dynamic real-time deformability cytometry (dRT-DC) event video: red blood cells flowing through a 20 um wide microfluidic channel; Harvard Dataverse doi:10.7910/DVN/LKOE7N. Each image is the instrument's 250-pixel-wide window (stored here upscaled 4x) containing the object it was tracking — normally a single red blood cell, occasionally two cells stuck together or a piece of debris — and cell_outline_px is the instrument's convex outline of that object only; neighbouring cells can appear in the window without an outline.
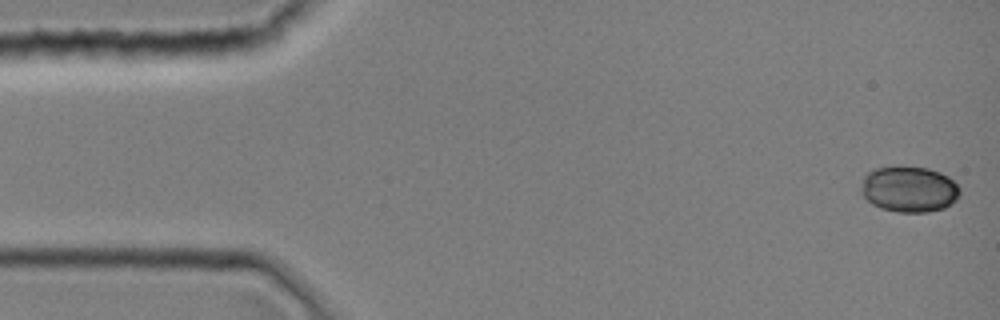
{"species": "common noctule bat (a hibernating species)", "species_latin": "Nyctalus noctula", "temperature_condition": "room temperature", "stored_images_in_passage": 39, "camera_frame_rate_fps": 3000, "um_per_image_px": 0.085, "animal": {"sex": "female", "body_mass_g": 19.0, "forearm_length_mm": 51.5}, "frame": {"image": 1, "passage_image": 1, "time_ms": 0.0, "image_size_px": [1000, 320], "cell_outline_px": [[960, 196], [956, 200], [944, 208], [928, 212], [896, 212], [880, 208], [872, 204], [860, 192], [860, 188], [864, 176], [868, 172], [876, 168], [896, 164], [900, 164], [928, 168], [940, 172], [948, 176], [960, 188]], "centroid_in_image_um": [77.26, 16.05], "position_along_channel_um": 7.7, "area_um2": 27.05}}
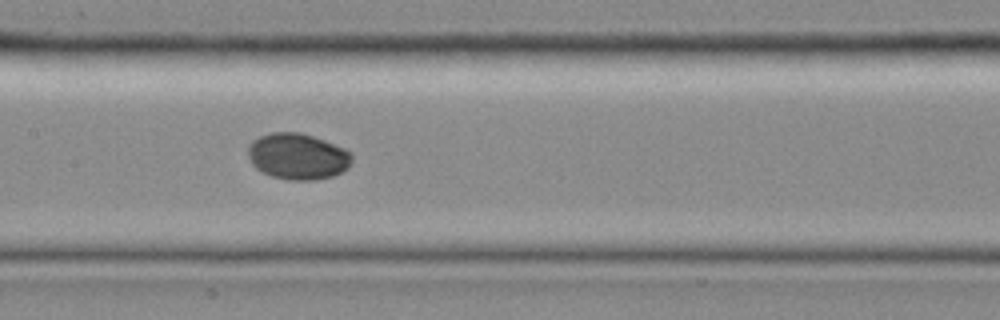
{"frame": {"image": 2, "passage_image": 19, "time_ms": 6.0, "image_size_px": [1000, 320], "cell_outline_px": [[352, 164], [348, 168], [332, 176], [312, 180], [292, 180], [272, 176], [256, 168], [252, 164], [248, 156], [248, 144], [252, 140], [260, 136], [272, 132], [300, 132], [324, 140], [344, 148], [352, 152]], "centroid_in_image_um": [25.31, 13.28], "position_along_channel_um": 182.1, "area_um2": 27.98}}
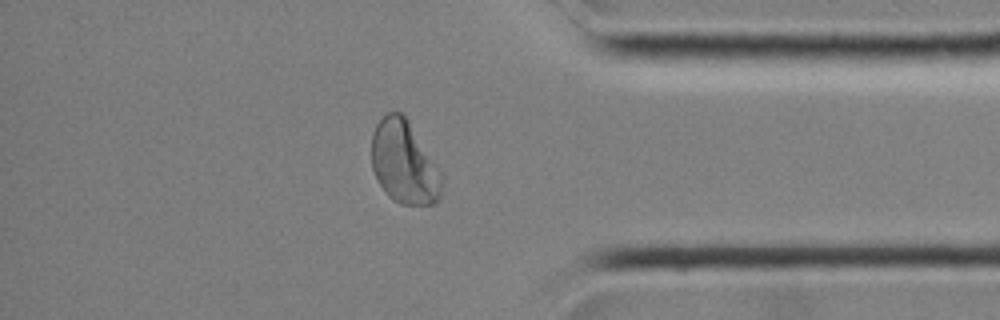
{"frame": {"image": 3, "passage_image": 33, "time_ms": 10.667, "image_size_px": [1000, 320], "cell_outline_px": [[444, 184], [440, 200], [432, 204], [400, 204], [388, 196], [376, 180], [372, 168], [372, 132], [376, 124], [388, 112], [400, 112], [408, 120], [444, 172]], "centroid_in_image_um": [34.41, 13.83], "position_along_channel_um": 400.8, "area_um2": 34.74}}